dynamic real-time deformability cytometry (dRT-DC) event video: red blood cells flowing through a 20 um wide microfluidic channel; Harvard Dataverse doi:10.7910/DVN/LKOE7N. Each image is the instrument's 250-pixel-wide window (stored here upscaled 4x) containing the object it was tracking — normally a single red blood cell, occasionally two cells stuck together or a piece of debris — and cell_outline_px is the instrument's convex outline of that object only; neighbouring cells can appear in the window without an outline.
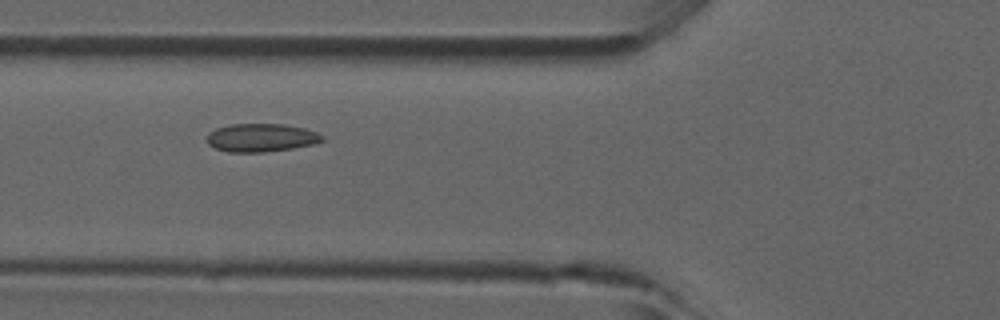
{"species": "common noctule bat (a hibernating species)", "species_latin": "Nyctalus noctula", "temperature_condition": "room temperature", "stored_images_in_passage": 31, "camera_frame_rate_fps": 3000, "um_per_image_px": 0.085, "animal": {"sex": "male", "forearm_length_mm": 52.5}, "frame": {"image": 1, "passage_image": 14, "time_ms": 4.333, "image_size_px": [1000, 320], "cell_outline_px": [[324, 140], [312, 144], [292, 148], [264, 152], [228, 152], [216, 148], [208, 144], [208, 132], [216, 128], [228, 124], [284, 124], [304, 128], [316, 132], [324, 136]], "centroid_in_image_um": [22.19, 11.69], "position_along_channel_um": 103.6, "area_um2": 18.9}}